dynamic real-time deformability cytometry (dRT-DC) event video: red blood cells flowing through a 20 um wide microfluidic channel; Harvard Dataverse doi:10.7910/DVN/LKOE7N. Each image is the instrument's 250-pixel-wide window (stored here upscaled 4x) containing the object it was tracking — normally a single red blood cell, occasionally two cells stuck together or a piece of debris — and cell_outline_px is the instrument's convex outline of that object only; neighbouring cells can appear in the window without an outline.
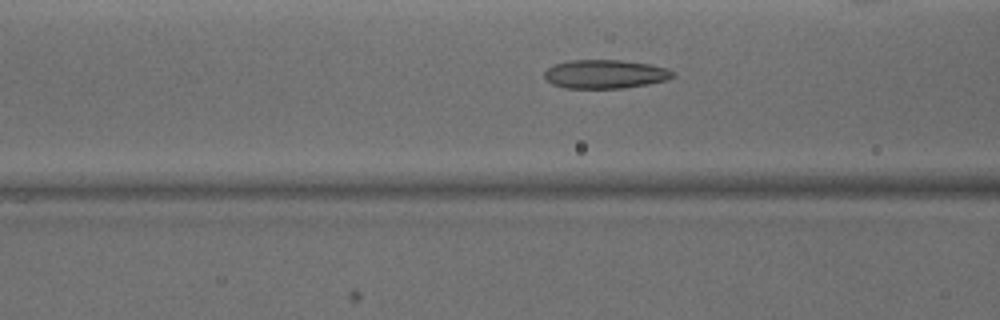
{"species": "common noctule bat (a hibernating species)", "species_latin": "Nyctalus noctula", "temperature_condition": "warm", "stored_images_in_passage": 38, "camera_frame_rate_fps": 3000, "um_per_image_px": 0.085, "animal": {"sex": "male", "body_mass_g": 15.6}, "frame": {"image": 1, "passage_image": 8, "time_ms": 2.333, "image_size_px": [1000, 320], "cell_outline_px": [[676, 76], [668, 80], [648, 84], [624, 88], [564, 88], [552, 84], [544, 76], [544, 72], [552, 64], [572, 60], [620, 60], [652, 64], [668, 68], [676, 72]], "centroid_in_image_um": [51.49, 6.29], "position_along_channel_um": 115.1, "area_um2": 21.79}}
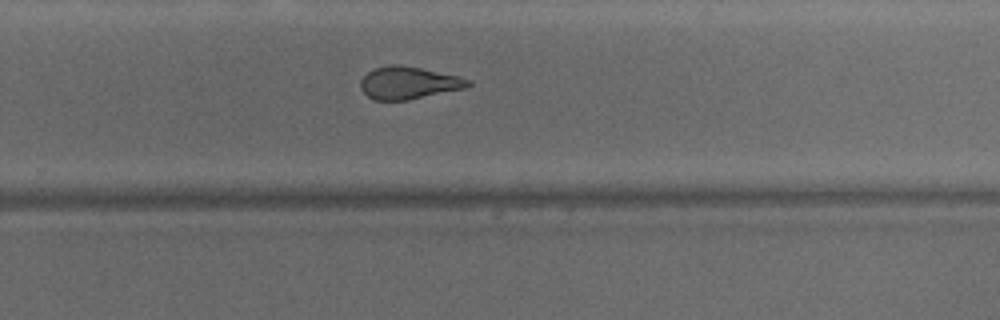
{"frame": {"image": 2, "passage_image": 21, "time_ms": 6.667, "image_size_px": [1000, 320], "cell_outline_px": [[472, 84], [464, 88], [408, 100], [372, 100], [360, 88], [360, 80], [372, 68], [392, 64], [400, 64], [460, 76], [472, 80]], "centroid_in_image_um": [34.72, 7.03], "position_along_channel_um": 295.1, "area_um2": 20.4}}
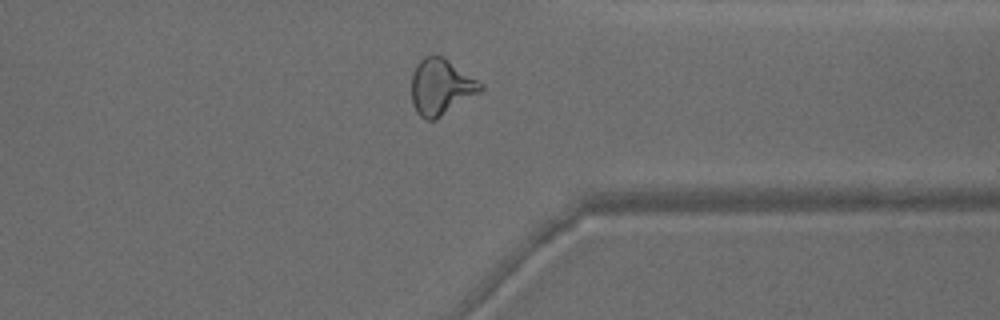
{"frame": {"image": 3, "passage_image": 27, "time_ms": 8.667, "image_size_px": [1000, 320], "cell_outline_px": [[484, 88], [480, 92], [436, 120], [424, 120], [416, 112], [412, 104], [412, 72], [416, 64], [424, 56], [440, 56], [448, 60], [484, 84]], "centroid_in_image_um": [37.47, 7.41], "position_along_channel_um": 373.9, "area_um2": 22.54}, "authors_computed_cell_mechanics": {"area_um2": 21.9351, "velocity_mm_per_s": 4.1562, "shape_relaxation_time_tau1_ms": 10.9099, "shape_relaxation_time_tau2_ms": 2.0323, "deformation_change_tau1": 0.2679, "deformation_change_tau2": 0.1081}}